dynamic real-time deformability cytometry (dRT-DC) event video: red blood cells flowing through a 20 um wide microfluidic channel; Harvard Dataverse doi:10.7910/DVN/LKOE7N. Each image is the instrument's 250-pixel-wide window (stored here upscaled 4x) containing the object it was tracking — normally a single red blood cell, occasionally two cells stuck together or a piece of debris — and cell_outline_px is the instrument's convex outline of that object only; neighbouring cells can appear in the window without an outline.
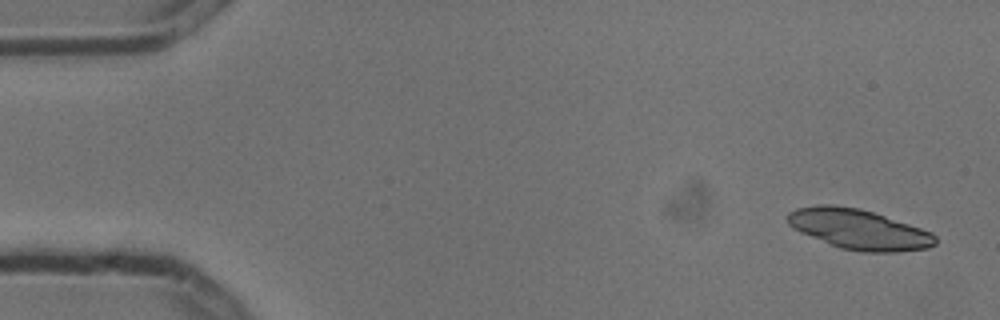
{"species": "common noctule bat (a hibernating species)", "species_latin": "Nyctalus noctula", "temperature_condition": "cold", "stored_images_in_passage": 10, "camera_frame_rate_fps": 3000, "um_per_image_px": 0.085, "animal": {"sex": "male", "body_mass_g": 13.3}, "frame": {"image": 1, "passage_image": 1, "time_ms": 0.0, "image_size_px": [1000, 320], "cell_outline_px": [[936, 244], [928, 248], [896, 252], [860, 252], [840, 248], [800, 232], [788, 224], [788, 212], [796, 208], [816, 204], [832, 204], [860, 208], [932, 232], [936, 236]], "centroid_in_image_um": [72.98, 19.49], "position_along_channel_um": 12.0, "area_um2": 34.45}}
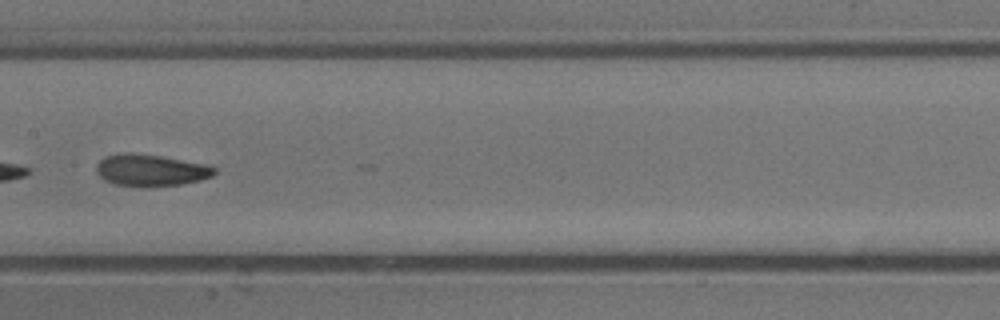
{"frame": {"image": 2, "passage_image": 8, "time_ms": 2.333, "image_size_px": [1000, 320], "cell_outline_px": [[216, 172], [212, 176], [200, 180], [180, 184], [144, 188], [116, 184], [104, 180], [96, 172], [96, 164], [104, 156], [124, 152], [128, 152], [160, 156], [208, 164], [216, 168]], "centroid_in_image_um": [12.8, 14.47], "position_along_channel_um": 194.6, "area_um2": 22.14}}
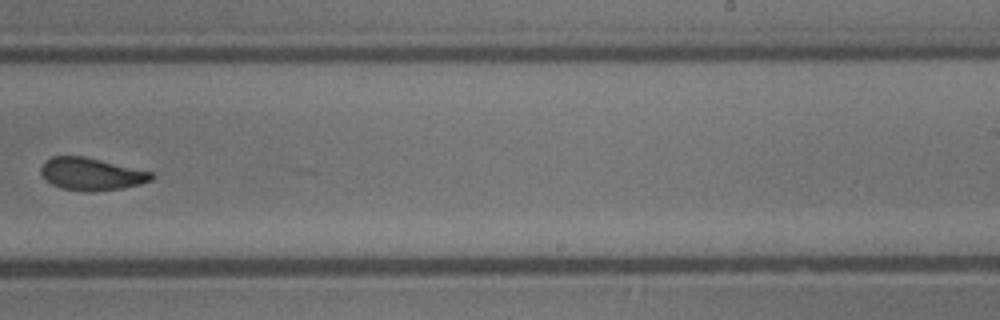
{"frame": {"image": 3, "passage_image": 10, "time_ms": 3.0, "image_size_px": [1000, 320], "cell_outline_px": [[152, 180], [140, 184], [120, 188], [92, 192], [84, 192], [60, 188], [52, 184], [40, 172], [40, 168], [44, 160], [52, 156], [84, 156], [152, 172]], "centroid_in_image_um": [7.72, 14.79], "position_along_channel_um": 281.3, "area_um2": 20.81}}